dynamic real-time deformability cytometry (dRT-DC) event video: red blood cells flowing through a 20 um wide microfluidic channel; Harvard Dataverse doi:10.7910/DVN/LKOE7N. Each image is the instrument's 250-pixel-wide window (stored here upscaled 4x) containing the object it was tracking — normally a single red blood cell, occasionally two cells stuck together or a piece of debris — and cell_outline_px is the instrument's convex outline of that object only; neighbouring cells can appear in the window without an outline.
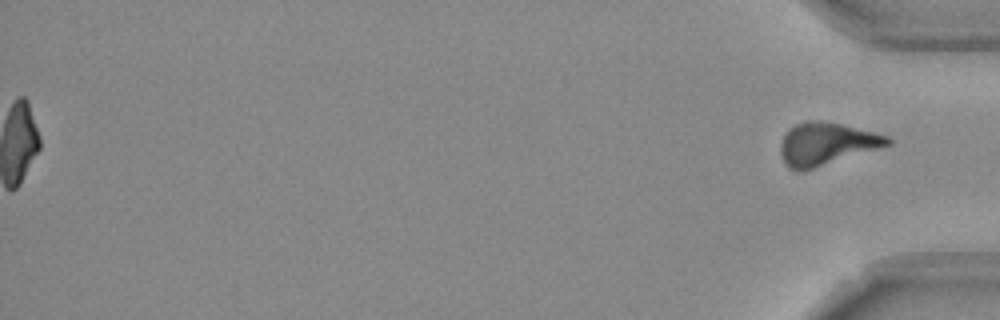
{"species": "Egyptian fruit bat (a non-hibernating species)", "species_latin": "Rousettus aegyptiacus", "temperature_condition": "room temperature", "stored_images_in_passage": 51, "segment_of_instrument_passage": [2, 2], "camera_frame_rate_fps": 3000, "um_per_image_px": 0.085, "frame": {"image": 1, "passage_image": 51, "time_ms": 16.667, "image_size_px": [1000, 320], "cell_outline_px": [[892, 144], [800, 172], [788, 168], [784, 164], [780, 152], [780, 144], [788, 128], [804, 120], [824, 120], [876, 132], [888, 136], [892, 140]], "centroid_in_image_um": [70.22, 12.21], "position_along_channel_um": 365.0, "area_um2": 26.65}}